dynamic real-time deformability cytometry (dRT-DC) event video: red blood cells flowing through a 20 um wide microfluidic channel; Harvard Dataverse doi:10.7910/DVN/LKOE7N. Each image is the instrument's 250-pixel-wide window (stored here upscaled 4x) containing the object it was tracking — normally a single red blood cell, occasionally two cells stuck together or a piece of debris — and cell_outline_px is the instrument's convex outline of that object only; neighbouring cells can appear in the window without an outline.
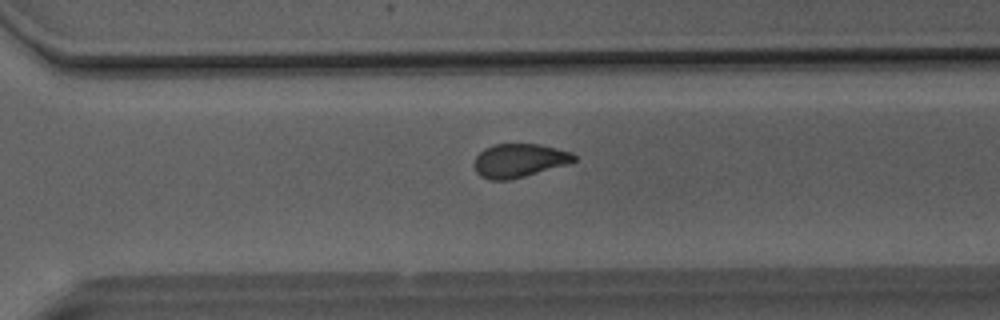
{"species": "Egyptian fruit bat (a non-hibernating species)", "species_latin": "Rousettus aegyptiacus", "temperature_condition": "room temperature", "stored_images_in_passage": 51, "camera_frame_rate_fps": 3000, "um_per_image_px": 0.085, "animal": {"sex": "male"}, "frame": {"image": 1, "passage_image": 36, "time_ms": 11.667, "image_size_px": [1000, 320], "cell_outline_px": [[576, 160], [568, 164], [524, 176], [508, 180], [488, 180], [480, 176], [476, 172], [472, 164], [476, 156], [484, 148], [492, 144], [540, 144], [572, 152], [576, 156]], "centroid_in_image_um": [44.09, 13.64], "position_along_channel_um": 326.5, "area_um2": 19.71}}
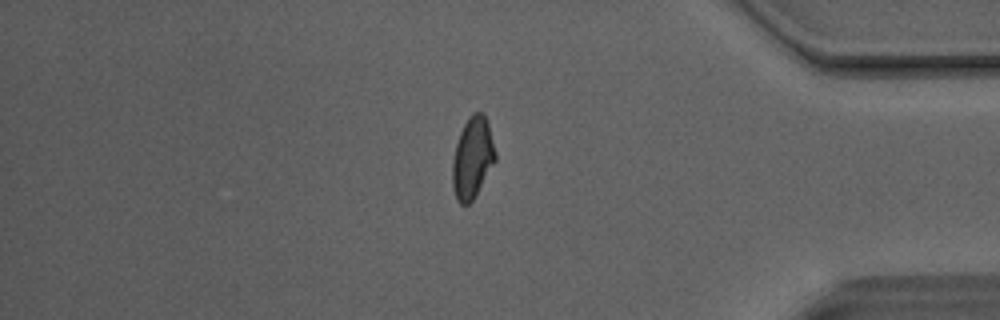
{"frame": {"image": 2, "passage_image": 43, "time_ms": 14.0, "image_size_px": [1000, 320], "cell_outline_px": [[496, 160], [472, 200], [468, 204], [460, 204], [456, 200], [452, 184], [452, 160], [456, 144], [460, 132], [468, 116], [472, 112], [484, 112], [488, 124], [496, 152]], "centroid_in_image_um": [40.15, 13.39], "position_along_channel_um": 395.1, "area_um2": 20.29}}
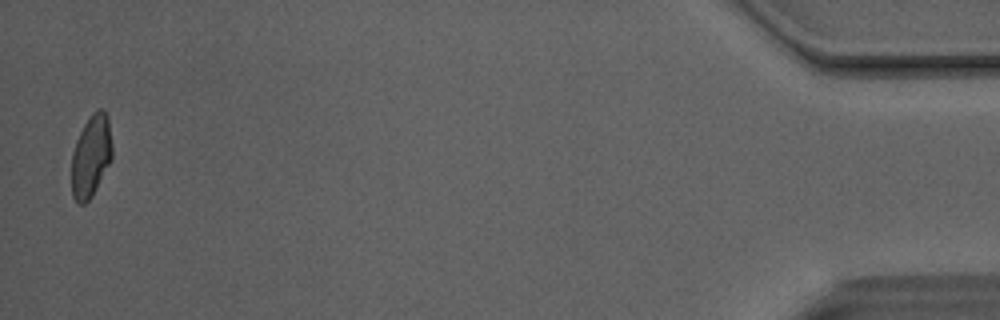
{"frame": {"image": 3, "passage_image": 50, "time_ms": 16.333, "image_size_px": [1000, 320], "cell_outline_px": [[112, 160], [92, 196], [84, 204], [80, 204], [72, 196], [72, 152], [76, 140], [84, 124], [92, 112], [96, 108], [104, 108], [108, 116], [112, 144]], "centroid_in_image_um": [7.75, 13.22], "position_along_channel_um": 427.4, "area_um2": 19.65}, "authors_computed_cell_mechanics": {"area_um2": 20.4034, "velocity_mm_per_s": 4.1268, "shape_relaxation_time_tau1_ms": null, "shape_relaxation_time_tau2_ms": 1.9108, "deformation_change_tau1": null, "deformation_change_tau2": 0.0864}}